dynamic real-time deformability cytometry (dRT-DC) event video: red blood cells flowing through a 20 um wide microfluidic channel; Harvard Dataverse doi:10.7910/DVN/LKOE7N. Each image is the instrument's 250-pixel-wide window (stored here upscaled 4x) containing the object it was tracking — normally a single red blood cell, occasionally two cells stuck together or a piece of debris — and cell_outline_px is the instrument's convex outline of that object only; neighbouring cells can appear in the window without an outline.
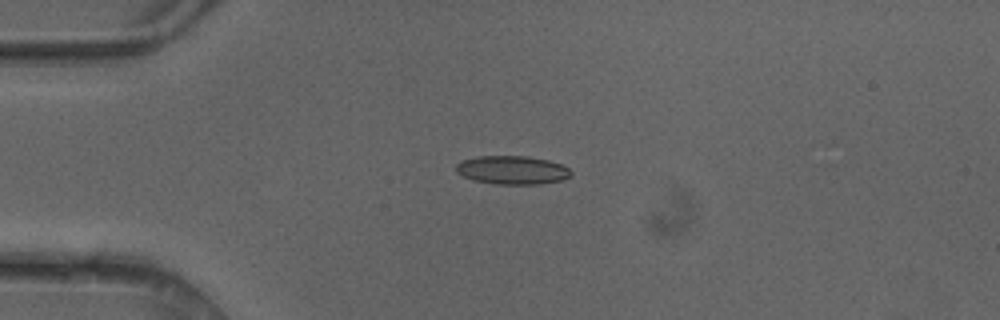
{"species": "common noctule bat (a hibernating species)", "species_latin": "Nyctalus noctula", "temperature_condition": "cold", "stored_images_in_passage": 2, "camera_frame_rate_fps": 3000, "um_per_image_px": 0.085, "animal": {"sex": "female"}, "frame": {"image": 1, "passage_image": 2, "time_ms": 0.333, "image_size_px": [1000, 320], "cell_outline_px": [[572, 176], [560, 180], [540, 184], [496, 184], [472, 180], [456, 172], [456, 164], [460, 160], [476, 156], [528, 156], [548, 160], [560, 164], [568, 168], [572, 172]], "centroid_in_image_um": [43.52, 14.45], "position_along_channel_um": 41.5, "area_um2": 19.19}}